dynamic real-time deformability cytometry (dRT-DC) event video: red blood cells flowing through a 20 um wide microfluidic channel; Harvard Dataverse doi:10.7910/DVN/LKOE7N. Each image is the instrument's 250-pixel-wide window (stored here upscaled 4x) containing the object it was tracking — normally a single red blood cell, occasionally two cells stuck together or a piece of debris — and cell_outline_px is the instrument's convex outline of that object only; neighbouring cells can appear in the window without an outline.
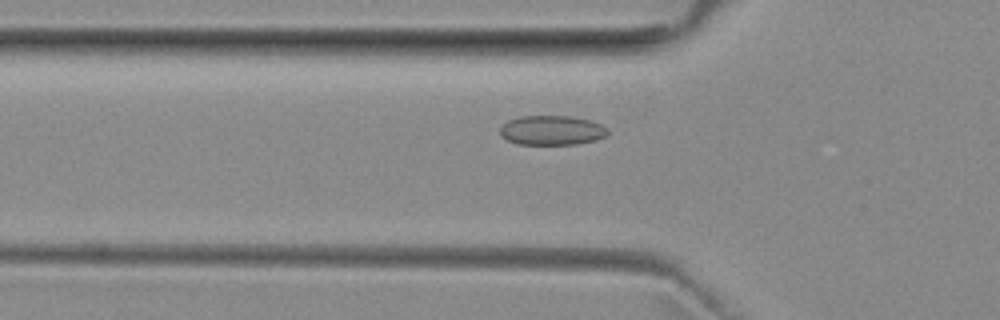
{"species": "common noctule bat (a hibernating species)", "species_latin": "Nyctalus noctula", "temperature_condition": "room temperature", "stored_images_in_passage": 39, "camera_frame_rate_fps": 3000, "um_per_image_px": 0.085, "animal": {"sex": "female", "body_mass_g": 29.2, "forearm_length_mm": 56.3}, "frame": {"image": 1, "passage_image": 4, "time_ms": 1.0, "image_size_px": [1000, 320], "cell_outline_px": [[608, 136], [596, 140], [576, 144], [516, 144], [500, 136], [500, 128], [508, 120], [520, 116], [572, 116], [592, 120], [608, 128]], "centroid_in_image_um": [46.93, 11.07], "position_along_channel_um": 78.9, "area_um2": 18.73}}
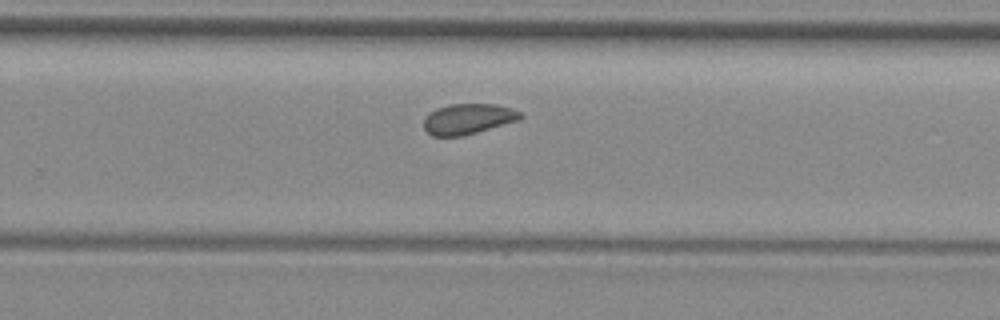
{"frame": {"image": 2, "passage_image": 20, "time_ms": 6.333, "image_size_px": [1000, 320], "cell_outline_px": [[524, 116], [520, 120], [464, 136], [432, 136], [424, 128], [424, 120], [436, 108], [448, 104], [496, 104], [512, 108], [520, 112]], "centroid_in_image_um": [39.83, 10.11], "position_along_channel_um": 290.0, "area_um2": 17.22}}
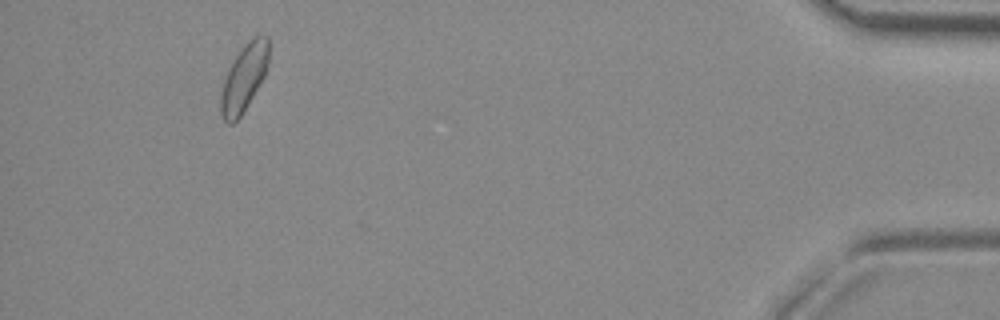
{"frame": {"image": 3, "passage_image": 35, "time_ms": 11.333, "image_size_px": [1000, 320], "cell_outline_px": [[268, 64], [264, 76], [240, 116], [232, 124], [228, 124], [224, 120], [220, 112], [220, 96], [224, 80], [228, 68], [232, 60], [244, 44], [252, 36], [268, 36]], "centroid_in_image_um": [20.71, 6.59], "position_along_channel_um": 414.5, "area_um2": 18.55}, "authors_computed_cell_mechanics": {"area_um2": 17.7446, "velocity_mm_per_s": 3.9598, "shape_relaxation_time_tau1_ms": 4.1811, "shape_relaxation_time_tau2_ms": 3.4709, "deformation_change_tau1": 0.0522, "deformation_change_tau2": 0.0627}}